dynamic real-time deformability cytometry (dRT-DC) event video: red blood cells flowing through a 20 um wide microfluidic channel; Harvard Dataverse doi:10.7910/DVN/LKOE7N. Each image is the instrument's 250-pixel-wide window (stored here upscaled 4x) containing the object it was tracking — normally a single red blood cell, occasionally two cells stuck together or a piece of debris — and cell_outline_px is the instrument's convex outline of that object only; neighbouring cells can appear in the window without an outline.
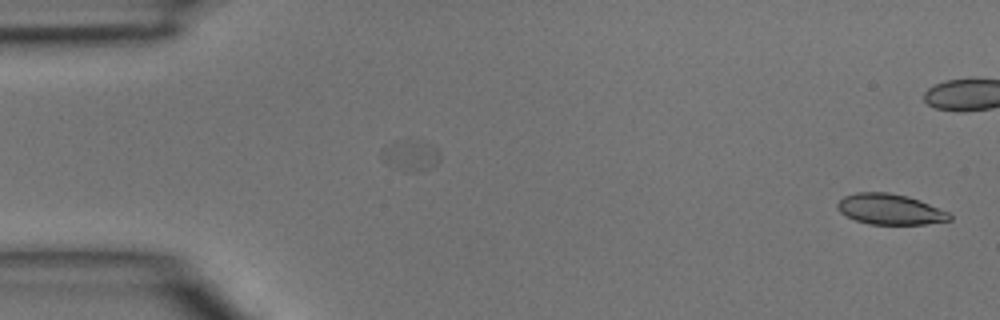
{"species": "common noctule bat (a hibernating species)", "species_latin": "Nyctalus noctula", "temperature_condition": "room temperature", "stored_images_in_passage": 38, "camera_frame_rate_fps": 3000, "um_per_image_px": 0.085, "animal": {"sex": "male", "body_mass_g": 15.6}, "frame": {"image": 1, "passage_image": 1, "time_ms": 0.0, "image_size_px": [1000, 320], "cell_outline_px": [[952, 220], [924, 224], [868, 224], [856, 220], [840, 212], [836, 208], [836, 204], [844, 196], [856, 192], [888, 192], [908, 196], [920, 200], [948, 212], [952, 216]], "centroid_in_image_um": [75.64, 17.78], "position_along_channel_um": 9.4, "area_um2": 20.0}}